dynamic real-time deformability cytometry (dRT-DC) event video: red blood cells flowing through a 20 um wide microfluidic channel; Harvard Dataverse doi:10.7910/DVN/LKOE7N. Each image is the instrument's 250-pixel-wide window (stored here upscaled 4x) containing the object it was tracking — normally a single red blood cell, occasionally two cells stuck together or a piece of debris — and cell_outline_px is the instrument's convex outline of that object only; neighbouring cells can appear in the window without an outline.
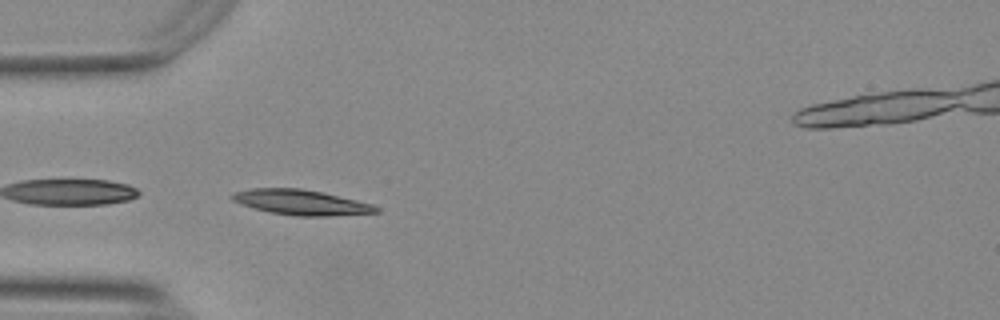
{"species": "Egyptian fruit bat (a non-hibernating species)", "species_latin": "Rousettus aegyptiacus", "temperature_condition": "warm", "stored_images_in_passage": 3, "camera_frame_rate_fps": 3000, "um_per_image_px": 0.085, "animal": {"sex": "female"}, "frame": {"image": 1, "passage_image": 1, "time_ms": 0.0, "image_size_px": [1000, 320], "cell_outline_px": [[380, 212], [328, 216], [296, 216], [272, 212], [240, 204], [232, 200], [228, 196], [236, 192], [252, 188], [300, 188], [320, 192], [356, 200], [372, 204], [380, 208]], "centroid_in_image_um": [25.59, 17.2], "position_along_channel_um": 59.4, "area_um2": 20.87}}